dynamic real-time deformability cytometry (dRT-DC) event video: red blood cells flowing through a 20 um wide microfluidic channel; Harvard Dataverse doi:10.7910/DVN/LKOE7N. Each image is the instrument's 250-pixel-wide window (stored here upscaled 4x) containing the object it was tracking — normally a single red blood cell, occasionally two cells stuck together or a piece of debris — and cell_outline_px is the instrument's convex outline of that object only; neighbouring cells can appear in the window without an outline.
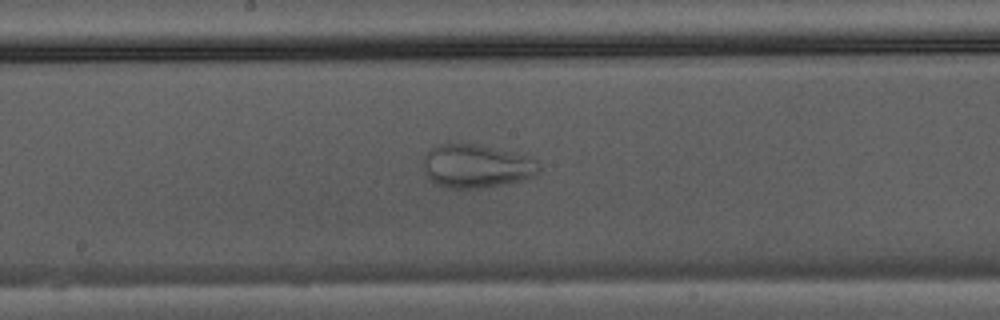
{"species": "Egyptian fruit bat (a non-hibernating species)", "species_latin": "Rousettus aegyptiacus", "temperature_condition": "warm", "stored_images_in_passage": 37, "camera_frame_rate_fps": 3000, "um_per_image_px": 0.085, "animal": {"sex": "male"}, "frame": {"image": 1, "passage_image": 16, "time_ms": 5.0, "image_size_px": [1000, 320], "cell_outline_px": [[540, 172], [532, 176], [520, 180], [480, 188], [448, 188], [436, 184], [428, 176], [424, 164], [424, 156], [432, 148], [440, 144], [480, 144], [512, 152], [536, 160], [540, 168]], "centroid_in_image_um": [40.49, 14.11], "position_along_channel_um": 207.7, "area_um2": 28.73}}
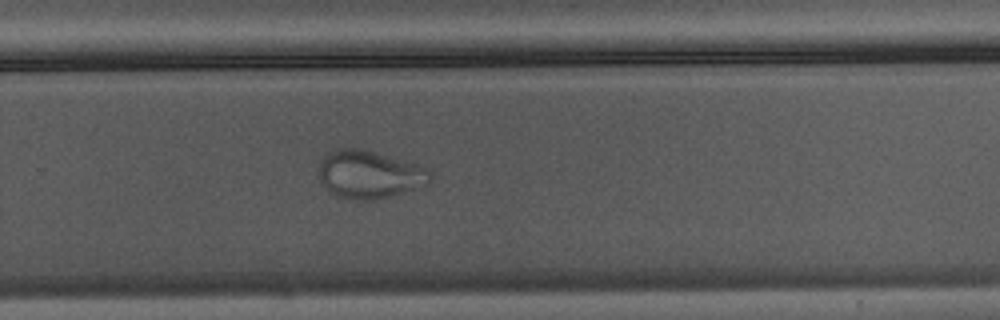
{"frame": {"image": 2, "passage_image": 22, "time_ms": 7.0, "image_size_px": [1000, 320], "cell_outline_px": [[432, 180], [428, 184], [376, 200], [356, 200], [340, 196], [332, 192], [320, 180], [320, 164], [324, 156], [328, 152], [336, 148], [360, 148], [412, 164], [424, 168], [432, 172]], "centroid_in_image_um": [31.38, 14.83], "position_along_channel_um": 298.4, "area_um2": 30.29}}